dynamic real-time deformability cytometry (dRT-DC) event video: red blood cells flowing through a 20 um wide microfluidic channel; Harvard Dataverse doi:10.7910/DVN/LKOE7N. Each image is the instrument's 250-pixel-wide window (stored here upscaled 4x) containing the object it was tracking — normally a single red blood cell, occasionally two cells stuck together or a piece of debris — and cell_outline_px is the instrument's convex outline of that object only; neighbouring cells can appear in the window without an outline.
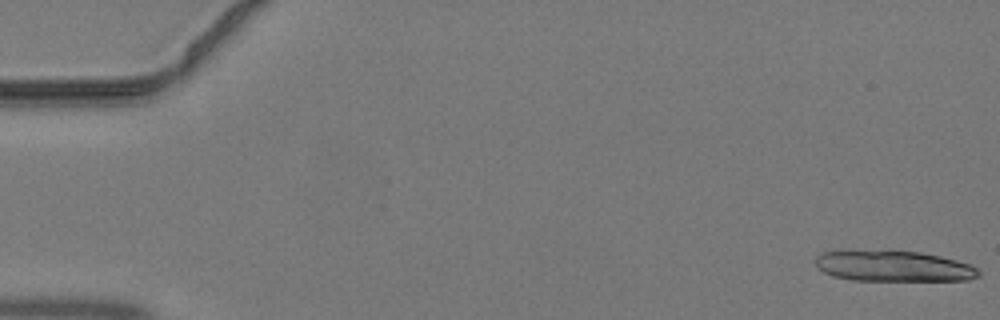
{"species": "common noctule bat (a hibernating species)", "species_latin": "Nyctalus noctula", "temperature_condition": "warm", "stored_images_in_passage": 13, "camera_frame_rate_fps": 3000, "um_per_image_px": 0.085, "animal": {"sex": "male", "body_mass_g": 19.2, "forearm_length_mm": 51.8}, "frame": {"image": 1, "passage_image": 1, "time_ms": 0.0, "image_size_px": [1000, 320], "cell_outline_px": [[980, 276], [968, 280], [852, 280], [832, 276], [824, 272], [816, 264], [816, 256], [824, 252], [840, 248], [888, 248], [920, 252], [940, 256], [972, 264], [980, 272]], "centroid_in_image_um": [75.87, 22.56], "position_along_channel_um": 9.1, "area_um2": 30.58}}